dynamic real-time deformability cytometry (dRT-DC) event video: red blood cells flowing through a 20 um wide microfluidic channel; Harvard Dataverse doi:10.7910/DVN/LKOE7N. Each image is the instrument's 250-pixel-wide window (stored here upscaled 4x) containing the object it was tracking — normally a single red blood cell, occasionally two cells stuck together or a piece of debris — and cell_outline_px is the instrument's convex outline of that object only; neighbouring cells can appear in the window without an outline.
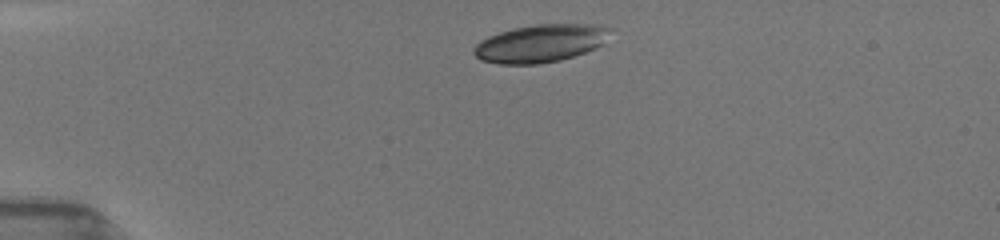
{"species": "common noctule bat (a hibernating species)", "species_latin": "Nyctalus noctula", "temperature_condition": "room temperature", "stored_images_in_passage": 13, "camera_frame_rate_fps": 3000, "um_per_image_px": 0.085, "animal": {"sex": "female", "body_mass_g": 19.5, "forearm_length_mm": 54.1}, "frame": {"image": 1, "passage_image": 1, "time_ms": 0.0, "image_size_px": [1000, 240], "cell_outline_px": [[612, 28], [604, 44], [596, 48], [560, 60], [540, 64], [496, 64], [480, 60], [472, 52], [472, 48], [480, 40], [488, 36], [512, 28], [536, 24], [584, 24]], "centroid_in_image_um": [45.89, 3.69], "position_along_channel_um": 39.1, "area_um2": 30.11}}
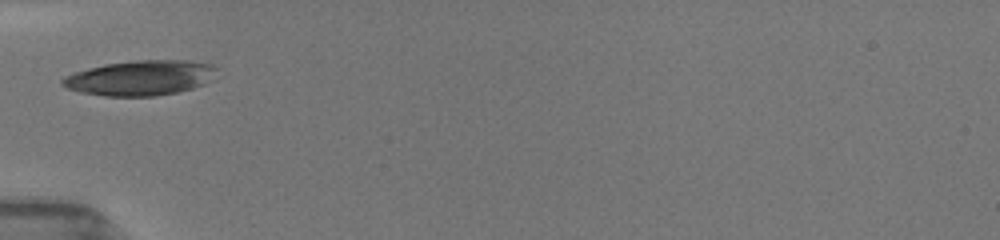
{"frame": {"image": 2, "passage_image": 6, "time_ms": 2.0, "image_size_px": [1000, 240], "cell_outline_px": [[220, 68], [216, 80], [192, 88], [176, 92], [156, 96], [104, 96], [80, 92], [68, 88], [60, 84], [60, 80], [64, 76], [88, 68], [104, 64], [136, 60], [188, 60], [212, 64]], "centroid_in_image_um": [12.01, 6.61], "position_along_channel_um": 73.0, "area_um2": 32.02}}